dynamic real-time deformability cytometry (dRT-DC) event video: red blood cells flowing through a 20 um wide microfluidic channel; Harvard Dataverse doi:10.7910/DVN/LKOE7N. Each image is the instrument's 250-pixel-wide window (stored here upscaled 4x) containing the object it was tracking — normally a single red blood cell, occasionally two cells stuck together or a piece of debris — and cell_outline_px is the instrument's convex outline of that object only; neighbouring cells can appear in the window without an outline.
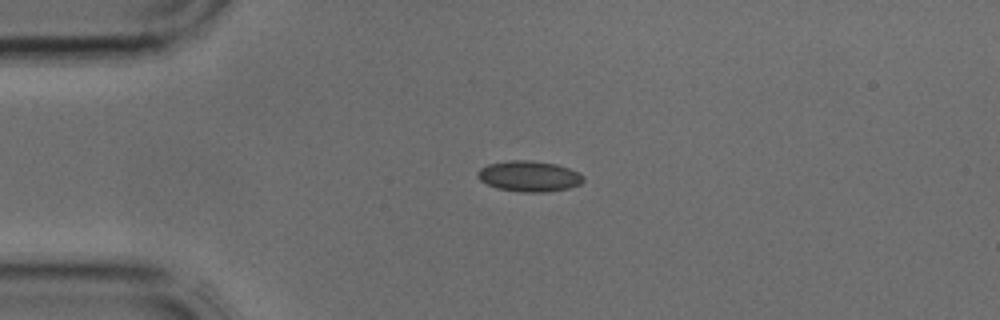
{"species": "common noctule bat (a hibernating species)", "species_latin": "Nyctalus noctula", "temperature_condition": "cold", "stored_images_in_passage": 3, "camera_frame_rate_fps": 3000, "um_per_image_px": 0.085, "animal": {"sex": "male", "body_mass_g": 17.9, "forearm_length_mm": 54.2}, "frame": {"image": 1, "passage_image": 3, "time_ms": 0.667, "image_size_px": [1000, 320], "cell_outline_px": [[584, 180], [580, 184], [568, 188], [544, 192], [520, 192], [496, 188], [480, 180], [476, 176], [476, 172], [480, 168], [488, 164], [508, 160], [532, 160], [556, 164], [580, 172], [584, 176]], "centroid_in_image_um": [44.96, 14.97], "position_along_channel_um": 40.0, "area_um2": 19.07}}